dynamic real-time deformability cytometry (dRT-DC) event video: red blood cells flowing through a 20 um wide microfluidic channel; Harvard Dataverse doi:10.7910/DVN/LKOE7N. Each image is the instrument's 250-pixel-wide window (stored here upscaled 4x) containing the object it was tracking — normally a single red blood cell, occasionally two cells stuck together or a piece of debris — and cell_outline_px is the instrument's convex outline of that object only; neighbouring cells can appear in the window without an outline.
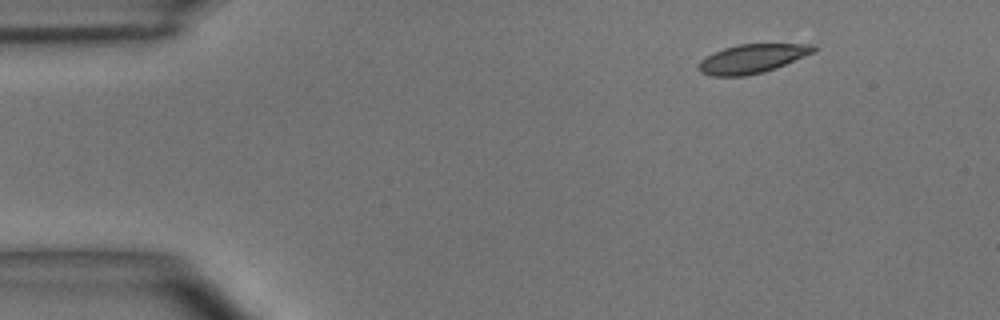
{"species": "common noctule bat (a hibernating species)", "species_latin": "Nyctalus noctula", "temperature_condition": "room temperature", "stored_images_in_passage": 3, "camera_frame_rate_fps": 3000, "um_per_image_px": 0.085, "animal": {"sex": "male", "body_mass_g": 15.6}, "frame": {"image": 1, "passage_image": 1, "time_ms": 0.0, "image_size_px": [1000, 320], "cell_outline_px": [[820, 48], [816, 52], [776, 68], [764, 72], [744, 76], [712, 76], [700, 72], [696, 68], [700, 60], [724, 48], [740, 44], [816, 44]], "centroid_in_image_um": [63.99, 4.99], "position_along_channel_um": 21.0, "area_um2": 19.54}}